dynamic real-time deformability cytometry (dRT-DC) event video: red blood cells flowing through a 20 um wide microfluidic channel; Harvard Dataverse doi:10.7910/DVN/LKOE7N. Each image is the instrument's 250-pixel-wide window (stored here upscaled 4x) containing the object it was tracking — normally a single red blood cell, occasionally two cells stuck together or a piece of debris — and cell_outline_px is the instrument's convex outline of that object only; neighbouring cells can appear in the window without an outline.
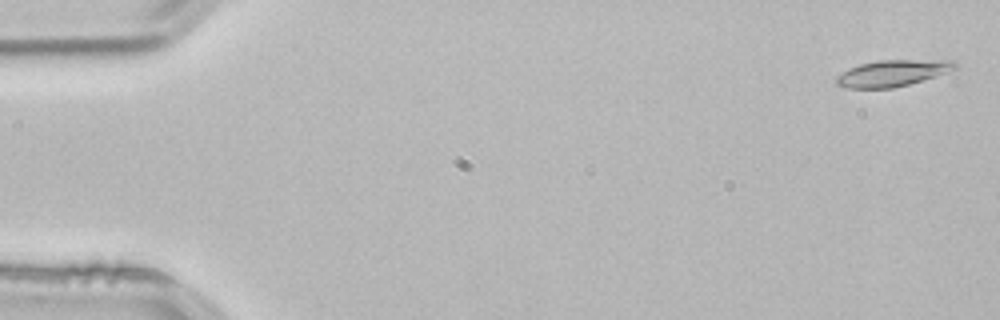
{"species": "common noctule bat (a hibernating species)", "species_latin": "Nyctalus noctula", "temperature_condition": "room temperature", "stored_images_in_passage": 53, "camera_frame_rate_fps": 3000, "um_per_image_px": 0.085, "animal": {"sex": "male", "body_mass_g": 21.5, "forearm_length_mm": 52.0}, "frame": {"image": 1, "passage_image": 2, "time_ms": 0.333, "image_size_px": [1000, 320], "cell_outline_px": [[956, 68], [908, 84], [892, 88], [844, 88], [836, 84], [836, 76], [848, 68], [860, 64], [876, 60], [952, 60], [956, 64]], "centroid_in_image_um": [75.76, 6.21], "position_along_channel_um": 9.2, "area_um2": 17.92}}
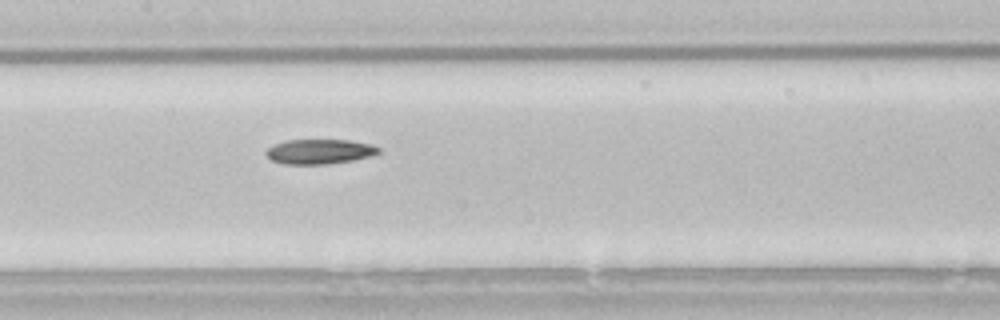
{"frame": {"image": 2, "passage_image": 26, "time_ms": 8.333, "image_size_px": [1000, 320], "cell_outline_px": [[380, 152], [372, 156], [352, 160], [328, 164], [284, 164], [272, 160], [264, 152], [268, 148], [276, 144], [288, 140], [348, 140], [372, 144], [380, 148]], "centroid_in_image_um": [27.19, 12.88], "position_along_channel_um": 180.2, "area_um2": 16.18}}
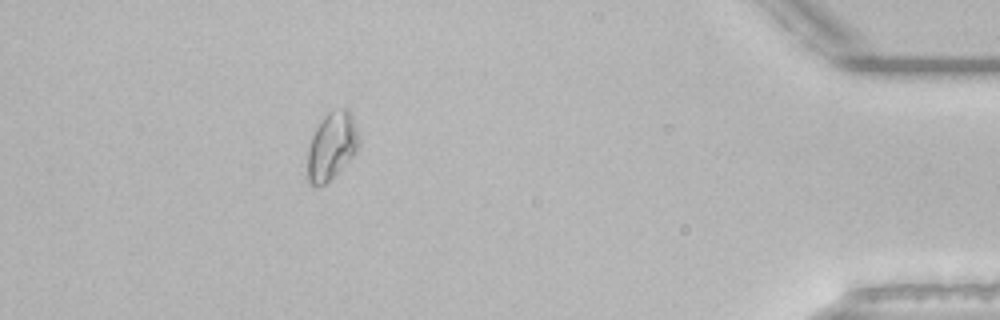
{"frame": {"image": 3, "passage_image": 48, "time_ms": 15.667, "image_size_px": [1000, 320], "cell_outline_px": [[360, 144], [356, 152], [324, 184], [316, 188], [308, 184], [308, 148], [312, 136], [316, 128], [324, 116], [328, 112], [340, 108], [348, 108], [352, 116], [360, 140]], "centroid_in_image_um": [28.18, 12.4], "position_along_channel_um": 407.0, "area_um2": 19.94}}